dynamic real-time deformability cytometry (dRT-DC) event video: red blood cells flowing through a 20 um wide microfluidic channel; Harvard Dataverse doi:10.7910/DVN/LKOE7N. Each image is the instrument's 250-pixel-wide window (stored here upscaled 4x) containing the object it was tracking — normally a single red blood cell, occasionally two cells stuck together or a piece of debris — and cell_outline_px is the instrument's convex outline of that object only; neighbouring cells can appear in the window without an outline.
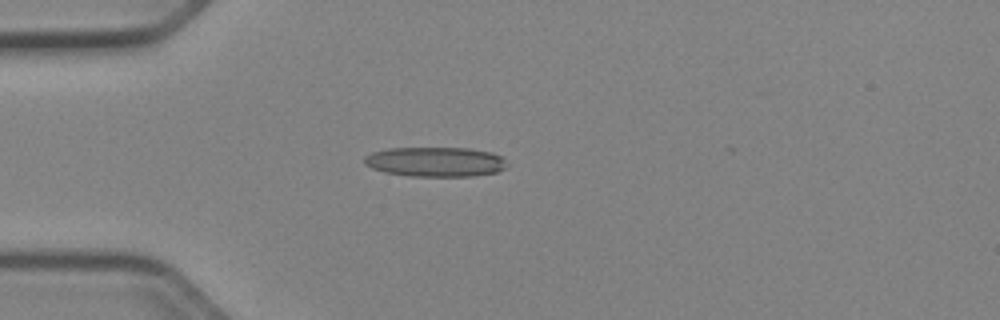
{"species": "Egyptian fruit bat (a non-hibernating species)", "species_latin": "Rousettus aegyptiacus", "temperature_condition": "cold", "stored_images_in_passage": 36, "camera_frame_rate_fps": 3000, "um_per_image_px": 0.085, "animal": {"sex": "female"}, "frame": {"image": 1, "passage_image": 4, "time_ms": 1.0, "image_size_px": [1000, 320], "cell_outline_px": [[508, 164], [504, 168], [496, 172], [472, 176], [408, 176], [384, 172], [372, 168], [364, 164], [364, 156], [372, 152], [388, 148], [468, 148], [492, 152], [500, 156]], "centroid_in_image_um": [36.98, 13.75], "position_along_channel_um": 48.0, "area_um2": 24.74}}
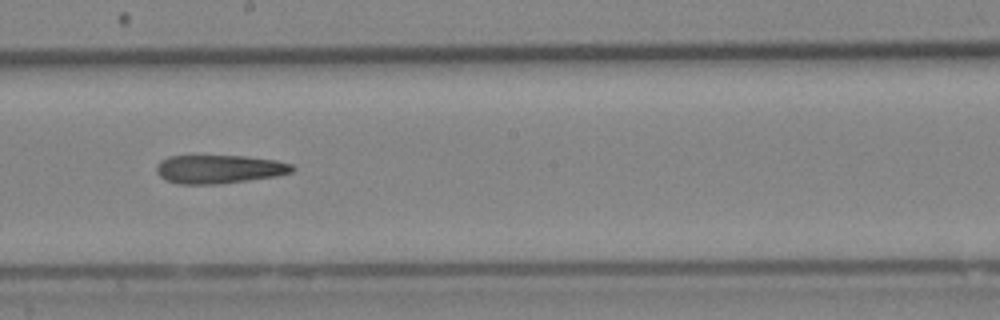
{"frame": {"image": 2, "passage_image": 19, "time_ms": 6.0, "image_size_px": [1000, 320], "cell_outline_px": [[296, 168], [292, 172], [276, 176], [220, 184], [176, 184], [164, 180], [156, 172], [156, 164], [160, 160], [168, 156], [244, 156], [276, 160], [292, 164]], "centroid_in_image_um": [18.6, 14.38], "position_along_channel_um": 229.6, "area_um2": 22.77}}
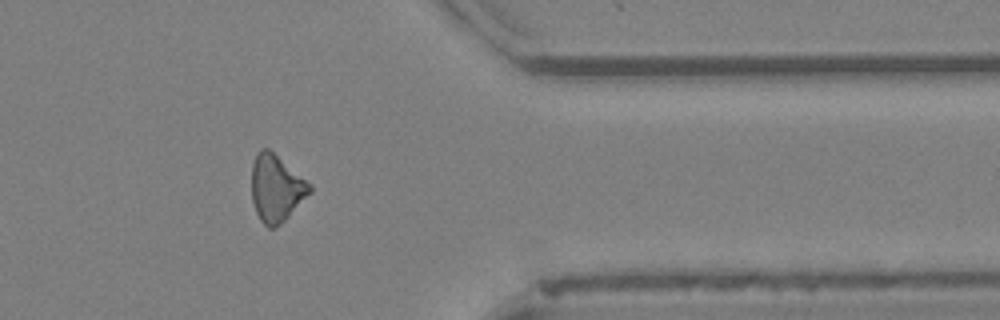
{"frame": {"image": 3, "passage_image": 32, "time_ms": 10.333, "image_size_px": [1000, 320], "cell_outline_px": [[312, 192], [276, 228], [268, 228], [260, 220], [256, 212], [252, 200], [252, 164], [256, 152], [260, 148], [268, 148], [312, 184]], "centroid_in_image_um": [23.48, 15.99], "position_along_channel_um": 387.9, "area_um2": 22.72}}